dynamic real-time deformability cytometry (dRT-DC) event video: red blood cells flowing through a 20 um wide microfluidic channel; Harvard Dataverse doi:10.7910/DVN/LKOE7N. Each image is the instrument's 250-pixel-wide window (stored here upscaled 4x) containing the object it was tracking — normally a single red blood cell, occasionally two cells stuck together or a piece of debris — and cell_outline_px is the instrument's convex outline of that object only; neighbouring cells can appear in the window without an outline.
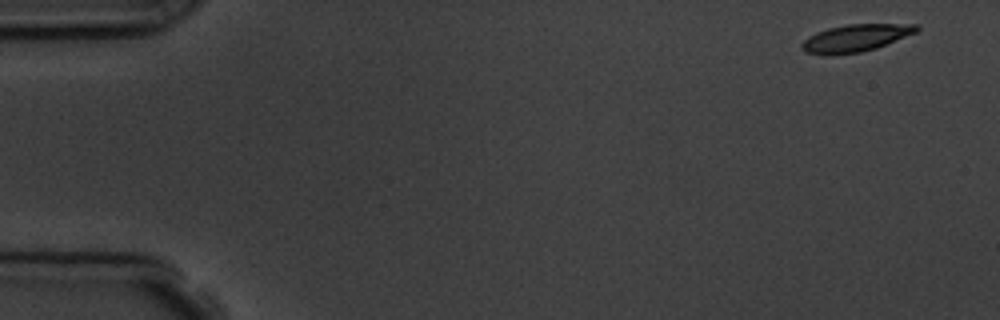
{"species": "common noctule bat (a hibernating species)", "species_latin": "Nyctalus noctula", "temperature_condition": "room temperature", "stored_images_in_passage": 6, "camera_frame_rate_fps": 3000, "um_per_image_px": 0.085, "animal": {"sex": "male", "body_mass_g": 19.5, "forearm_length_mm": 54.6}, "frame": {"image": 1, "passage_image": 1, "time_ms": 0.0, "image_size_px": [1000, 320], "cell_outline_px": [[920, 28], [916, 32], [876, 48], [860, 52], [832, 56], [804, 52], [800, 44], [808, 36], [816, 32], [828, 28], [848, 24], [920, 24]], "centroid_in_image_um": [72.69, 3.24], "position_along_channel_um": 12.3, "area_um2": 18.32}}
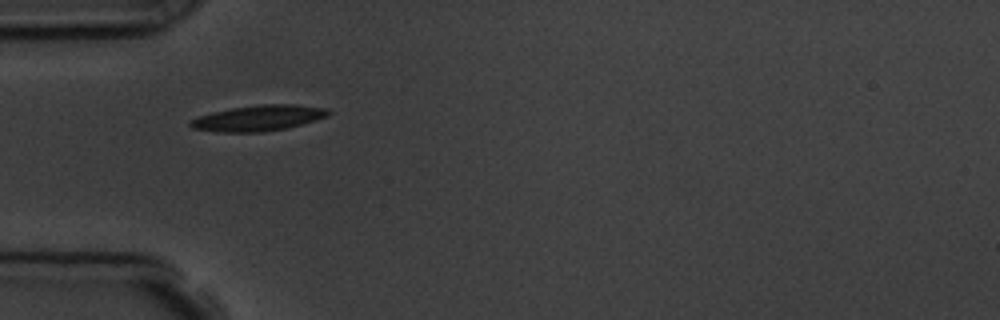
{"frame": {"image": 2, "passage_image": 5, "time_ms": 4.667, "image_size_px": [1000, 320], "cell_outline_px": [[332, 112], [324, 116], [288, 128], [260, 132], [216, 132], [192, 128], [188, 124], [192, 120], [200, 116], [212, 112], [232, 108], [260, 104], [296, 104], [328, 108]], "centroid_in_image_um": [21.95, 10.03], "position_along_channel_um": 63.1, "area_um2": 20.46}}